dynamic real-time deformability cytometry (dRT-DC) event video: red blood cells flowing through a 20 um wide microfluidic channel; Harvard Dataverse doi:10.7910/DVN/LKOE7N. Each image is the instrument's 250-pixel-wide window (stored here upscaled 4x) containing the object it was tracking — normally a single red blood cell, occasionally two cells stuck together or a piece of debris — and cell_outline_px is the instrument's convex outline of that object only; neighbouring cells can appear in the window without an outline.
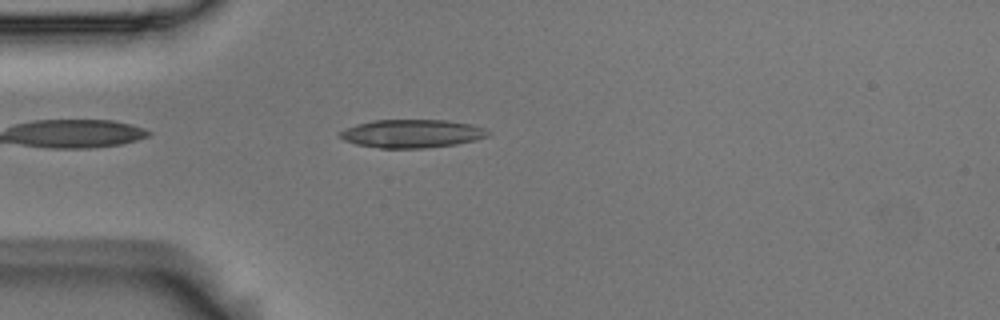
{"species": "Egyptian fruit bat (a non-hibernating species)", "species_latin": "Rousettus aegyptiacus", "temperature_condition": "room temperature", "stored_images_in_passage": 3, "camera_frame_rate_fps": 3000, "um_per_image_px": 0.085, "animal": {"sex": "male"}, "frame": {"image": 1, "passage_image": 3, "time_ms": 0.667, "image_size_px": [1000, 320], "cell_outline_px": [[492, 132], [488, 136], [476, 140], [456, 144], [424, 148], [380, 148], [356, 144], [344, 140], [336, 132], [344, 128], [356, 124], [372, 120], [448, 120], [472, 124], [484, 128]], "centroid_in_image_um": [35.01, 11.35], "position_along_channel_um": 50.0, "area_um2": 24.62}}